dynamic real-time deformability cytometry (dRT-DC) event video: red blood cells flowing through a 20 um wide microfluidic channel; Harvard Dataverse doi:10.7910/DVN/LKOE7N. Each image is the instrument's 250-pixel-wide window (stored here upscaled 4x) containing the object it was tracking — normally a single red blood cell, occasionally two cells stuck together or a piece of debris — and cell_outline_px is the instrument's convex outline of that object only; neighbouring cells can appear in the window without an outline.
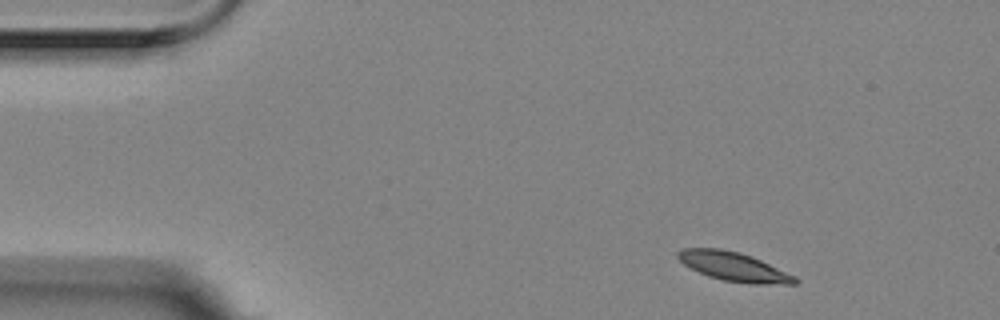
{"species": "Egyptian fruit bat (a non-hibernating species)", "species_latin": "Rousettus aegyptiacus", "temperature_condition": "room temperature", "stored_images_in_passage": 9, "camera_frame_rate_fps": 3000, "um_per_image_px": 0.085, "animal": {"sex": "female"}, "frame": {"image": 1, "passage_image": 1, "time_ms": 0.0, "image_size_px": [1000, 320], "cell_outline_px": [[800, 280], [796, 284], [748, 284], [724, 280], [708, 276], [684, 264], [676, 256], [676, 252], [684, 248], [720, 248], [740, 252], [760, 260], [796, 276]], "centroid_in_image_um": [62.39, 22.67], "position_along_channel_um": 22.6, "area_um2": 19.71}}
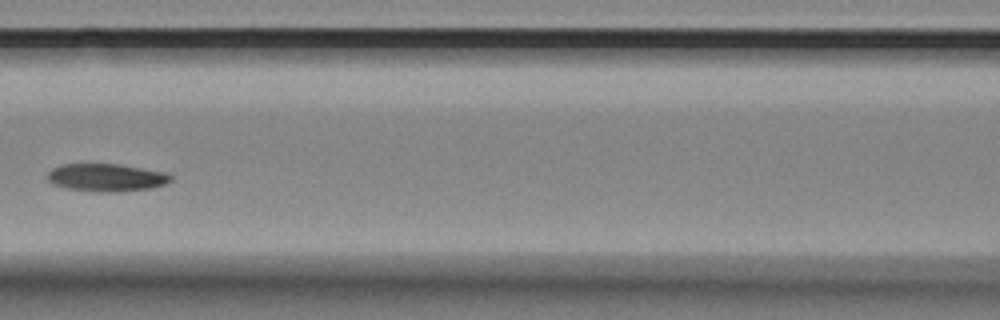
{"frame": {"image": 2, "passage_image": 6, "time_ms": 1.667, "image_size_px": [1000, 320], "cell_outline_px": [[172, 180], [164, 184], [152, 188], [120, 192], [100, 192], [64, 188], [52, 184], [48, 180], [48, 172], [52, 168], [64, 164], [116, 164], [140, 168], [160, 172], [172, 176]], "centroid_in_image_um": [8.99, 15.1], "position_along_channel_um": 157.6, "area_um2": 19.77}}
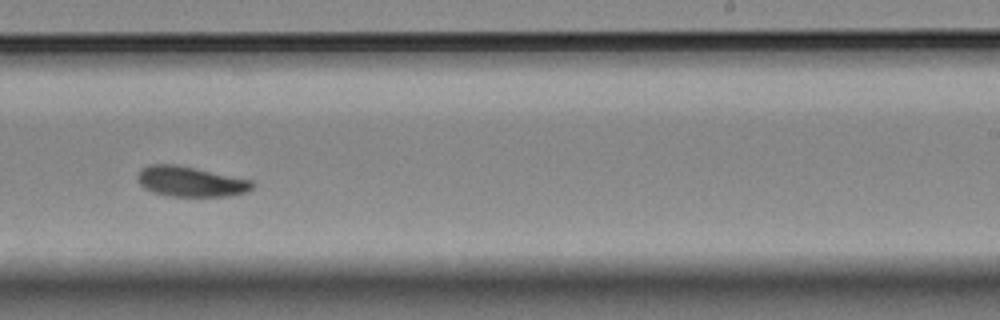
{"frame": {"image": 3, "passage_image": 9, "time_ms": 2.667, "image_size_px": [1000, 320], "cell_outline_px": [[256, 184], [248, 192], [228, 196], [168, 196], [152, 192], [144, 188], [136, 180], [136, 176], [140, 168], [152, 164], [176, 164], [196, 168], [252, 180]], "centroid_in_image_um": [16.18, 15.43], "position_along_channel_um": 272.8, "area_um2": 20.46}}